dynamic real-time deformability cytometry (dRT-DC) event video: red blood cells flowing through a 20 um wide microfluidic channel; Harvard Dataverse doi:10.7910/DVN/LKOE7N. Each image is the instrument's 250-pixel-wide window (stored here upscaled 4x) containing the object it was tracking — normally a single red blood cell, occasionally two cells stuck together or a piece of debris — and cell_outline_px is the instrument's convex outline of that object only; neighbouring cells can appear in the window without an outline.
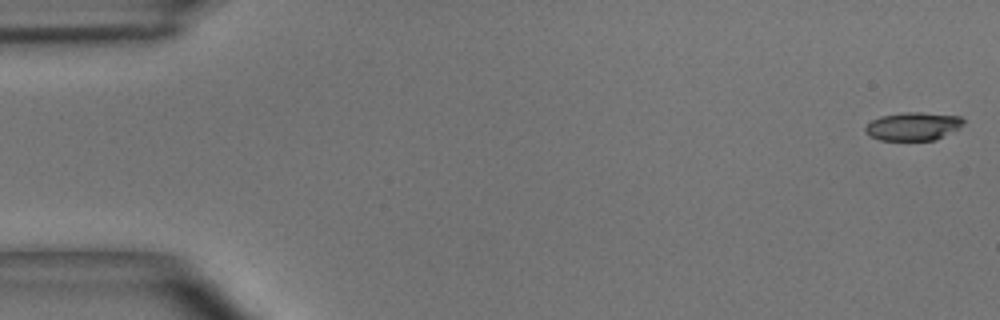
{"species": "common noctule bat (a hibernating species)", "species_latin": "Nyctalus noctula", "temperature_condition": "room temperature", "stored_images_in_passage": 49, "camera_frame_rate_fps": 3000, "um_per_image_px": 0.085, "animal": {"sex": "male", "body_mass_g": 15.6}, "frame": {"image": 1, "passage_image": 1, "time_ms": 0.0, "image_size_px": [1000, 320], "cell_outline_px": [[964, 124], [936, 140], [880, 140], [868, 136], [864, 132], [864, 128], [872, 120], [880, 116], [904, 112], [920, 112], [960, 116], [964, 120]], "centroid_in_image_um": [77.57, 10.73], "position_along_channel_um": 7.4, "area_um2": 16.13}}
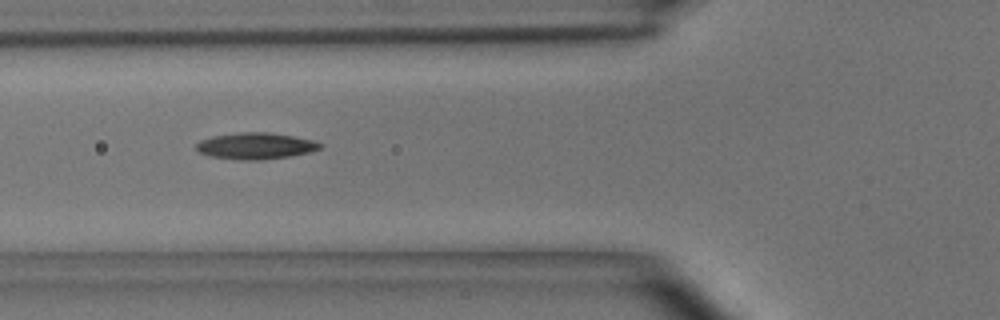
{"frame": {"image": 2, "passage_image": 18, "time_ms": 5.667, "image_size_px": [1000, 320], "cell_outline_px": [[324, 144], [320, 148], [312, 152], [264, 160], [240, 160], [212, 156], [200, 152], [196, 148], [196, 144], [200, 140], [212, 136], [240, 132], [268, 132], [292, 136], [312, 140]], "centroid_in_image_um": [21.74, 12.4], "position_along_channel_um": 104.1, "area_um2": 19.02}}
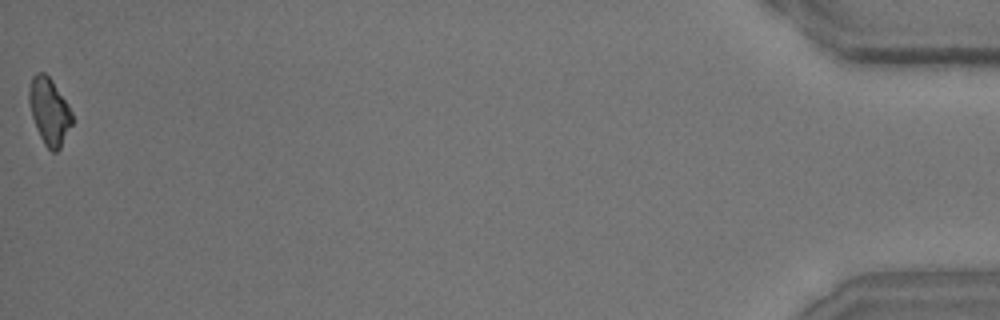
{"frame": {"image": 3, "passage_image": 49, "time_ms": 16.0, "image_size_px": [1000, 320], "cell_outline_px": [[72, 124], [60, 148], [56, 152], [52, 152], [44, 144], [36, 128], [32, 116], [28, 100], [28, 88], [32, 76], [36, 72], [44, 72], [52, 80], [68, 104], [72, 112]], "centroid_in_image_um": [4.17, 9.44], "position_along_channel_um": 431.0, "area_um2": 16.76}, "authors_computed_cell_mechanics": {"area_um2": 17.5134, "velocity_mm_per_s": 4.0797, "shape_relaxation_time_tau1_ms": 9.5103, "shape_relaxation_time_tau2_ms": null, "deformation_change_tau1": 0.2419, "deformation_change_tau2": null}}